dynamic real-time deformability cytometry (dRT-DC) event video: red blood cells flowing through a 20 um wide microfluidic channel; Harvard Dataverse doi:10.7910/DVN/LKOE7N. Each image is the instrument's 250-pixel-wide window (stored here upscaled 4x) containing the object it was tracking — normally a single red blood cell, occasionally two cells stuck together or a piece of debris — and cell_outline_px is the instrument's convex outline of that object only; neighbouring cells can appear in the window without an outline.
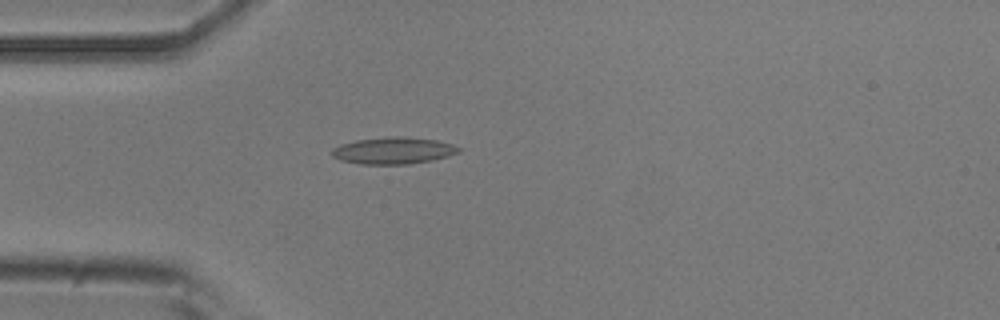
{"species": "common noctule bat (a hibernating species)", "species_latin": "Nyctalus noctula", "temperature_condition": "room temperature", "stored_images_in_passage": 48, "camera_frame_rate_fps": 3000, "um_per_image_px": 0.085, "animal": {"sex": "male", "body_mass_g": 20.5, "forearm_length_mm": 52.5}, "frame": {"image": 1, "passage_image": 11, "time_ms": 3.333, "image_size_px": [1000, 320], "cell_outline_px": [[460, 152], [448, 156], [432, 160], [408, 164], [360, 164], [340, 160], [332, 156], [332, 148], [340, 144], [356, 140], [388, 136], [404, 136], [436, 140], [452, 144], [460, 148]], "centroid_in_image_um": [33.42, 12.79], "position_along_channel_um": 51.6, "area_um2": 19.88}}
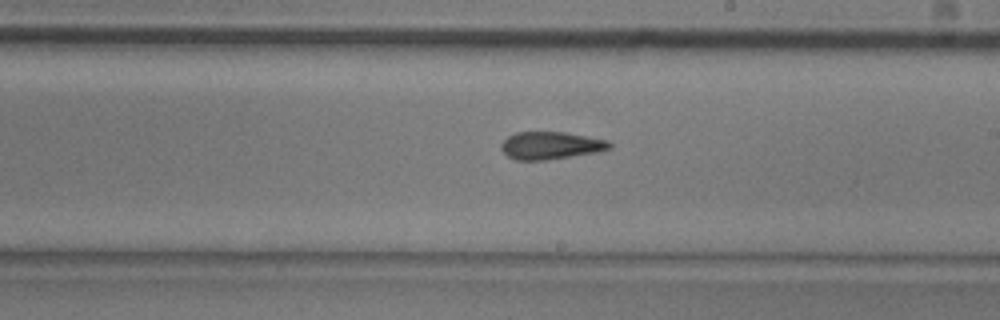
{"frame": {"image": 2, "passage_image": 26, "time_ms": 8.333, "image_size_px": [1000, 320], "cell_outline_px": [[612, 148], [596, 152], [548, 160], [516, 160], [508, 156], [500, 148], [500, 144], [508, 136], [516, 132], [564, 132], [608, 140], [612, 144]], "centroid_in_image_um": [46.8, 12.37], "position_along_channel_um": 242.2, "area_um2": 17.4}}
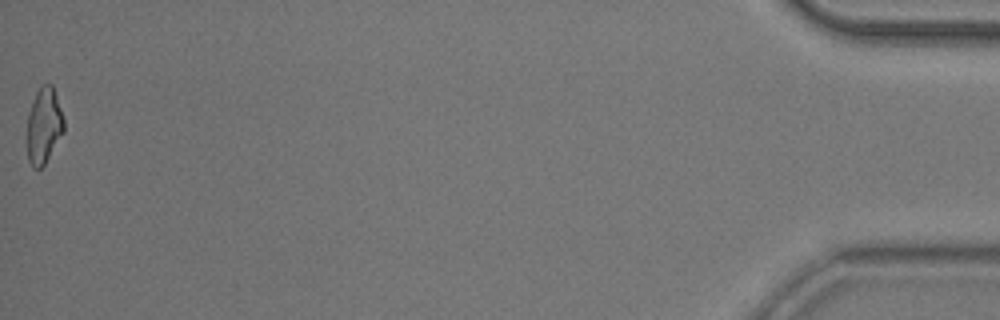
{"frame": {"image": 3, "passage_image": 48, "time_ms": 15.667, "image_size_px": [1000, 320], "cell_outline_px": [[64, 132], [44, 164], [40, 168], [32, 168], [28, 160], [24, 140], [28, 112], [36, 92], [44, 84], [52, 84], [64, 120]], "centroid_in_image_um": [3.67, 10.73], "position_along_channel_um": 431.5, "area_um2": 16.65}, "authors_computed_cell_mechanics": {"area_um2": 17.629, "velocity_mm_per_s": 3.9572, "shape_relaxation_time_tau1_ms": null, "shape_relaxation_time_tau2_ms": 2.4521, "deformation_change_tau1": null, "deformation_change_tau2": 0.1104}}